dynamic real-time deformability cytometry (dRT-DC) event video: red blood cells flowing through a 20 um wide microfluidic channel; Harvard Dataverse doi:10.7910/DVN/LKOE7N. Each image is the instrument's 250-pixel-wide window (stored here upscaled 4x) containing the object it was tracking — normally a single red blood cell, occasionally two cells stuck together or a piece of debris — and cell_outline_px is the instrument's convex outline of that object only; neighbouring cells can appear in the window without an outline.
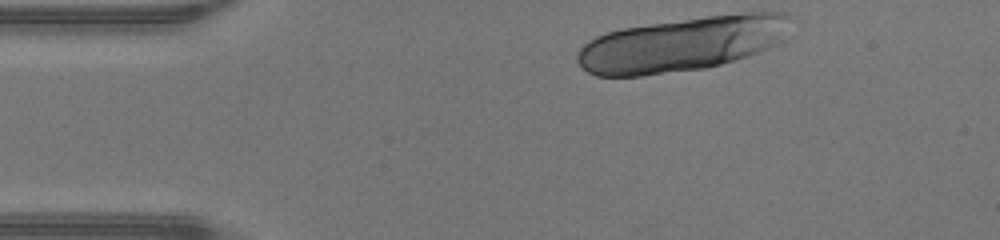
{"species": "human", "species_latin": "Homo sapiens", "temperature_condition": "warm", "stored_images_in_passage": 7, "camera_frame_rate_fps": 3000, "um_per_image_px": 0.085, "donor": {"sex": "male"}, "frame": {"image": 1, "passage_image": 1, "time_ms": 0.0, "image_size_px": [1000, 240], "cell_outline_px": [[796, 16], [780, 40], [768, 48], [748, 56], [720, 64], [704, 68], [640, 76], [596, 76], [588, 72], [576, 60], [576, 52], [588, 40], [596, 36], [608, 32], [624, 28], [708, 16], [748, 12], [788, 12]], "centroid_in_image_um": [57.99, 3.74], "position_along_channel_um": 27.0, "area_um2": 67.51}}